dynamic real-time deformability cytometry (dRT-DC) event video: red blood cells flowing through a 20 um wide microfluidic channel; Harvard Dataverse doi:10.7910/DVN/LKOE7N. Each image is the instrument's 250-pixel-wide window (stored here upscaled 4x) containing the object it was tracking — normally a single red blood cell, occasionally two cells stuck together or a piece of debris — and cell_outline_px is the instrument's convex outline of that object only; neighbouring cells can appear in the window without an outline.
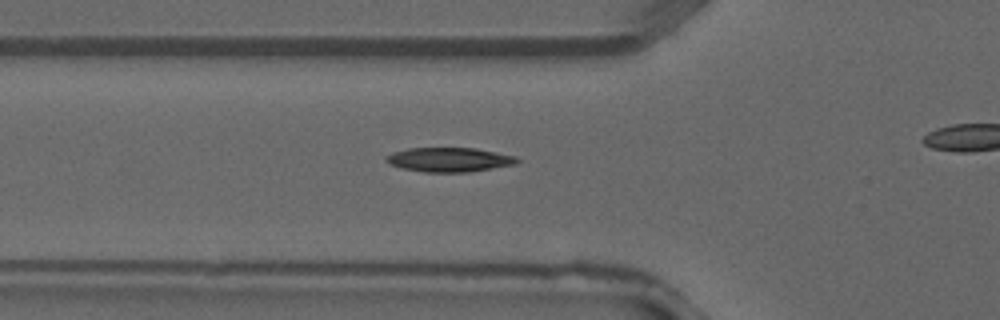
{"species": "common noctule bat (a hibernating species)", "species_latin": "Nyctalus noctula", "temperature_condition": "warm", "stored_images_in_passage": 6, "camera_frame_rate_fps": 3000, "um_per_image_px": 0.085, "animal": {"sex": "male", "forearm_length_mm": 52.5}, "frame": {"image": 1, "passage_image": 6, "time_ms": 1.667, "image_size_px": [1000, 320], "cell_outline_px": [[520, 160], [516, 164], [468, 172], [424, 172], [400, 168], [388, 164], [384, 160], [392, 152], [408, 148], [476, 148], [516, 156]], "centroid_in_image_um": [38.16, 13.57], "position_along_channel_um": 87.6, "area_um2": 18.61}}